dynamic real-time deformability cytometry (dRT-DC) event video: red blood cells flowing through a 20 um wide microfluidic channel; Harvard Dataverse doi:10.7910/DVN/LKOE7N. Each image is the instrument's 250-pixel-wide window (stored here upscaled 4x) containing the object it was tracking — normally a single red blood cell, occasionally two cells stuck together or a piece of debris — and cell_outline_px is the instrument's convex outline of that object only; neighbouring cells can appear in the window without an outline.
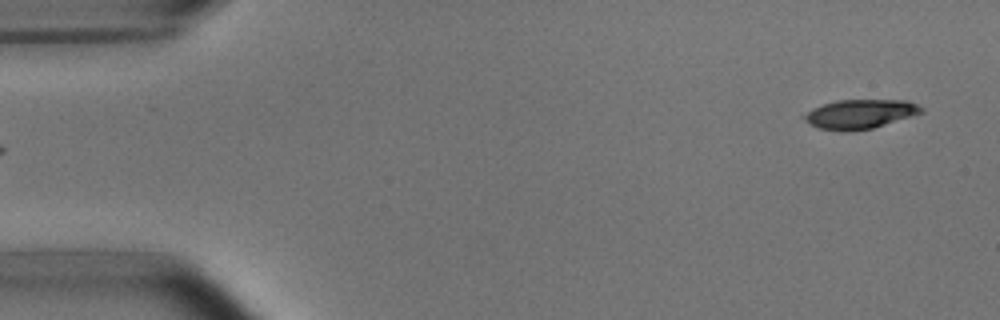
{"species": "common noctule bat (a hibernating species)", "species_latin": "Nyctalus noctula", "temperature_condition": "room temperature", "stored_images_in_passage": 5, "segment_of_instrument_passage": [2, 2], "camera_frame_rate_fps": 3000, "um_per_image_px": 0.085, "animal": {"sex": "male", "body_mass_g": 15.6}, "frame": {"image": 1, "passage_image": 5, "time_ms": 4.667, "image_size_px": [1000, 320], "cell_outline_px": [[924, 112], [872, 128], [848, 132], [840, 132], [820, 128], [804, 120], [804, 116], [808, 112], [824, 104], [836, 100], [908, 100], [924, 108]], "centroid_in_image_um": [73.14, 9.7], "position_along_channel_um": 11.9, "area_um2": 19.71}}